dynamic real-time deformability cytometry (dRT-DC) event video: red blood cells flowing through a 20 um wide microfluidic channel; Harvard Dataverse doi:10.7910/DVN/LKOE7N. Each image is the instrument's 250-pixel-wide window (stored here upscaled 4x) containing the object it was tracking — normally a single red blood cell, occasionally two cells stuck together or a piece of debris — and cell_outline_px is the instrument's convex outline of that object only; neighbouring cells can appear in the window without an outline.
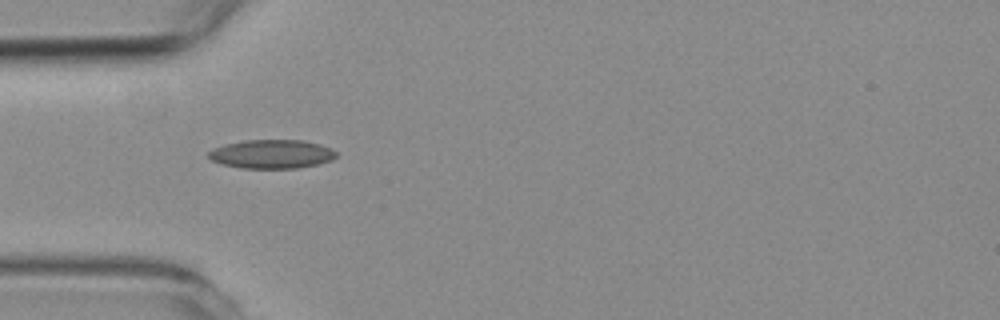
{"species": "common noctule bat (a hibernating species)", "species_latin": "Nyctalus noctula", "temperature_condition": "room temperature", "stored_images_in_passage": 37, "camera_frame_rate_fps": 3000, "um_per_image_px": 0.085, "animal": {"sex": "female", "body_mass_g": 19.3, "forearm_length_mm": 54.1}, "frame": {"image": 1, "passage_image": 1, "time_ms": 0.0, "image_size_px": [1000, 320], "cell_outline_px": [[336, 156], [332, 160], [320, 164], [300, 168], [240, 168], [220, 164], [212, 160], [208, 156], [208, 152], [212, 148], [224, 144], [244, 140], [304, 140], [320, 144], [332, 148], [336, 152]], "centroid_in_image_um": [23.1, 13.09], "position_along_channel_um": 61.9, "area_um2": 21.73}}
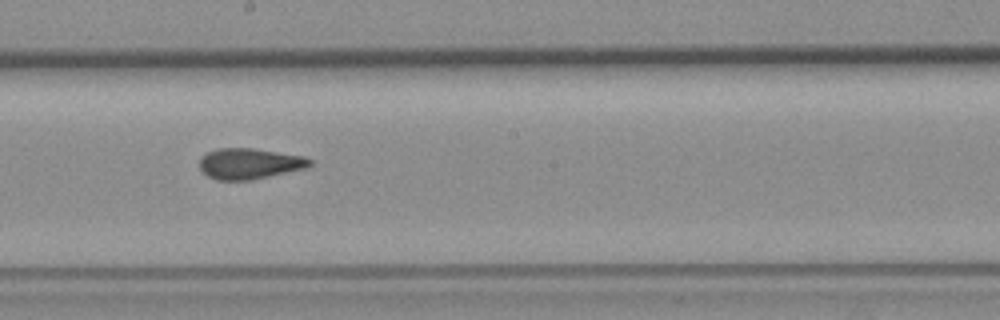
{"frame": {"image": 2, "passage_image": 15, "time_ms": 4.667, "image_size_px": [1000, 320], "cell_outline_px": [[312, 164], [308, 168], [252, 180], [216, 180], [208, 176], [200, 168], [200, 160], [208, 152], [220, 148], [252, 148], [304, 156], [312, 160]], "centroid_in_image_um": [21.25, 13.92], "position_along_channel_um": 226.9, "area_um2": 19.77}}
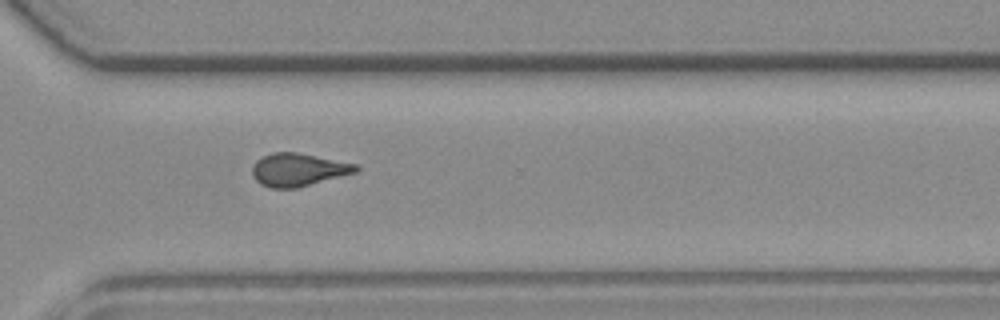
{"frame": {"image": 3, "passage_image": 25, "time_ms": 8.0, "image_size_px": [1000, 320], "cell_outline_px": [[360, 168], [356, 172], [296, 188], [272, 188], [260, 184], [256, 180], [252, 172], [252, 168], [256, 160], [272, 152], [296, 152], [356, 164]], "centroid_in_image_um": [25.33, 14.42], "position_along_channel_um": 345.3, "area_um2": 19.59}, "authors_computed_cell_mechanics": {"area_um2": 19.5942, "velocity_mm_per_s": 3.5583, "shape_relaxation_time_tau1_ms": null, "shape_relaxation_time_tau2_ms": 2.0619, "deformation_change_tau1": null, "deformation_change_tau2": 0.0958}}